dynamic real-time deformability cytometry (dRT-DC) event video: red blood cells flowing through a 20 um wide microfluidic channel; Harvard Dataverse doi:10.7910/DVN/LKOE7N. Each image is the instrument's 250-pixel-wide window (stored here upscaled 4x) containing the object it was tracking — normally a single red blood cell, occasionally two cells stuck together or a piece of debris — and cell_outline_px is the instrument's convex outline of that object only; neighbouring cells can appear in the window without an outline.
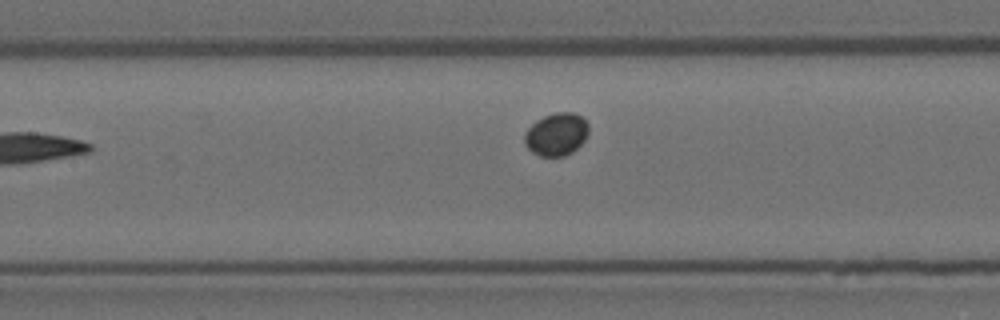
{"species": "Egyptian fruit bat (a non-hibernating species)", "species_latin": "Rousettus aegyptiacus", "temperature_condition": "room temperature", "stored_images_in_passage": 10, "camera_frame_rate_fps": 3000, "um_per_image_px": 0.085, "animal": {"sex": "female"}, "frame": {"image": 1, "passage_image": 7, "time_ms": 2.0, "image_size_px": [1000, 320], "cell_outline_px": [[588, 132], [584, 140], [572, 152], [564, 156], [540, 156], [532, 152], [524, 144], [524, 132], [536, 120], [544, 116], [556, 112], [572, 112], [580, 116], [588, 124]], "centroid_in_image_um": [47.26, 11.41], "position_along_channel_um": 160.1, "area_um2": 15.9}}
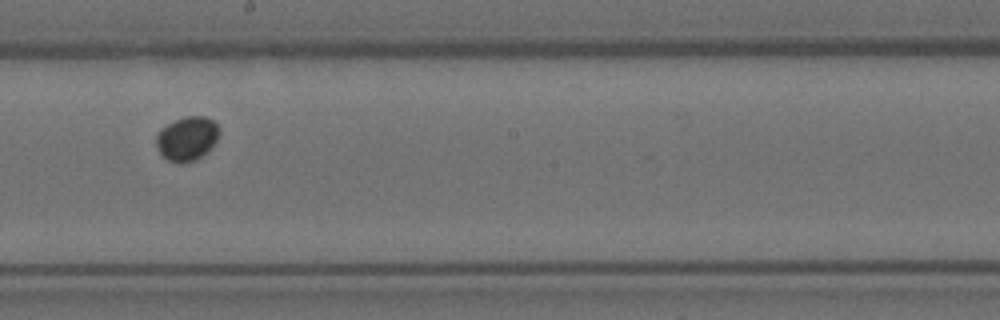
{"frame": {"image": 2, "passage_image": 9, "time_ms": 2.667, "image_size_px": [1000, 320], "cell_outline_px": [[220, 132], [216, 140], [196, 160], [168, 160], [160, 152], [156, 144], [156, 136], [160, 128], [184, 116], [204, 116], [212, 120], [220, 128]], "centroid_in_image_um": [15.89, 11.71], "position_along_channel_um": 232.3, "area_um2": 15.55}}
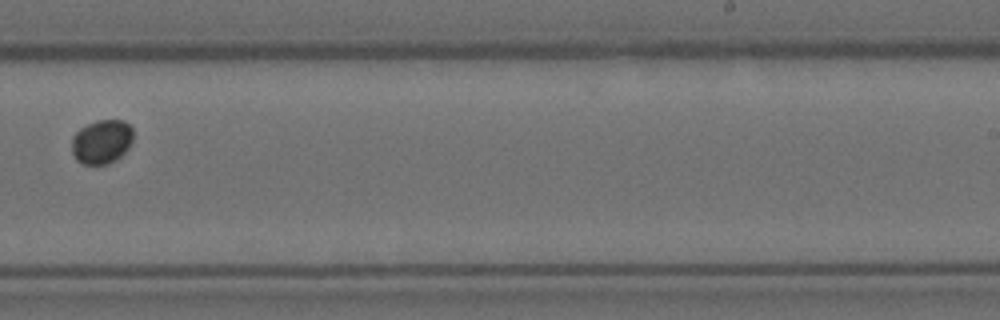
{"frame": {"image": 3, "passage_image": 10, "time_ms": 3.0, "image_size_px": [1000, 320], "cell_outline_px": [[132, 140], [128, 148], [116, 160], [108, 164], [84, 164], [76, 160], [72, 152], [72, 136], [80, 128], [96, 120], [124, 120], [132, 128]], "centroid_in_image_um": [8.63, 12.04], "position_along_channel_um": 280.4, "area_um2": 15.78}}